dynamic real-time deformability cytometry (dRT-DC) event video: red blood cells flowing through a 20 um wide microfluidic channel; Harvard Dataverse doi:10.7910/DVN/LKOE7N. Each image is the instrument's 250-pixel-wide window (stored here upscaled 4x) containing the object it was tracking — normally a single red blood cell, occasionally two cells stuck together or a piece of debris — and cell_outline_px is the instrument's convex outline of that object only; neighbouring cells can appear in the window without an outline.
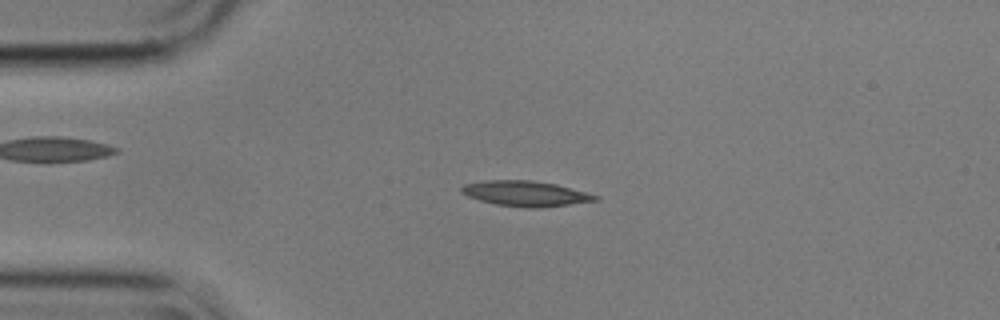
{"species": "common noctule bat (a hibernating species)", "species_latin": "Nyctalus noctula", "temperature_condition": "cold", "stored_images_in_passage": 55, "camera_frame_rate_fps": 3000, "um_per_image_px": 0.085, "animal": {"sex": "male", "body_mass_g": 17.9}, "frame": {"image": 1, "passage_image": 12, "time_ms": 3.667, "image_size_px": [1000, 320], "cell_outline_px": [[600, 200], [540, 208], [528, 208], [496, 204], [480, 200], [468, 196], [460, 192], [460, 188], [464, 184], [484, 180], [532, 180], [556, 184], [600, 196]], "centroid_in_image_um": [44.67, 16.45], "position_along_channel_um": 40.3, "area_um2": 19.77}}
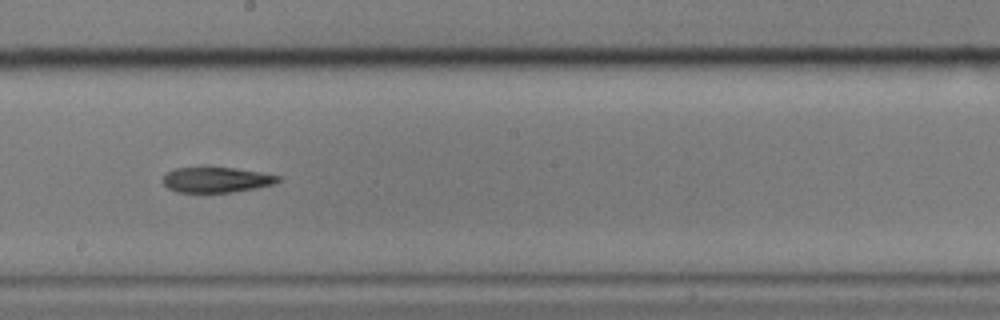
{"frame": {"image": 2, "passage_image": 30, "time_ms": 9.667, "image_size_px": [1000, 320], "cell_outline_px": [[280, 180], [272, 184], [256, 188], [232, 192], [176, 192], [168, 188], [164, 184], [164, 176], [168, 172], [176, 168], [200, 164], [232, 168], [260, 172], [280, 176]], "centroid_in_image_um": [18.34, 15.24], "position_along_channel_um": 229.9, "area_um2": 17.46}}
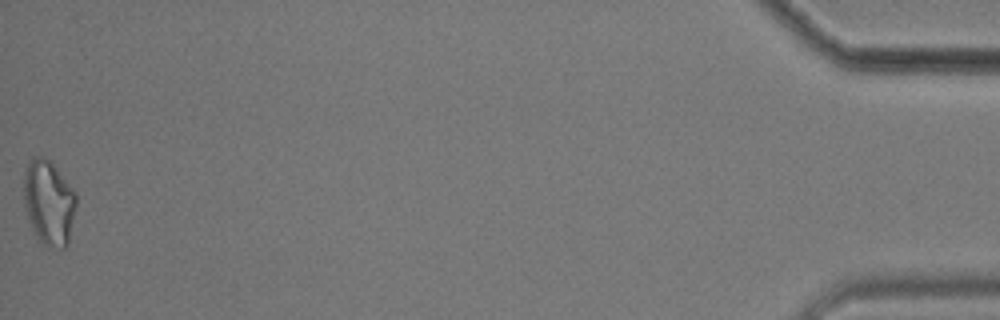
{"frame": {"image": 3, "passage_image": 55, "time_ms": 18.0, "image_size_px": [1000, 320], "cell_outline_px": [[76, 208], [68, 244], [64, 248], [48, 248], [40, 240], [32, 228], [24, 204], [24, 172], [28, 160], [32, 156], [44, 156], [56, 168], [76, 192]], "centroid_in_image_um": [4.15, 17.21], "position_along_channel_um": 431.0, "area_um2": 26.01}, "authors_computed_cell_mechanics": {"area_um2": 18.8428, "velocity_mm_per_s": 3.57, "shape_relaxation_time_tau1_ms": 9.2527, "shape_relaxation_time_tau2_ms": 10.2867, "deformation_change_tau1": 0.2049, "deformation_change_tau2": 0.2486}}